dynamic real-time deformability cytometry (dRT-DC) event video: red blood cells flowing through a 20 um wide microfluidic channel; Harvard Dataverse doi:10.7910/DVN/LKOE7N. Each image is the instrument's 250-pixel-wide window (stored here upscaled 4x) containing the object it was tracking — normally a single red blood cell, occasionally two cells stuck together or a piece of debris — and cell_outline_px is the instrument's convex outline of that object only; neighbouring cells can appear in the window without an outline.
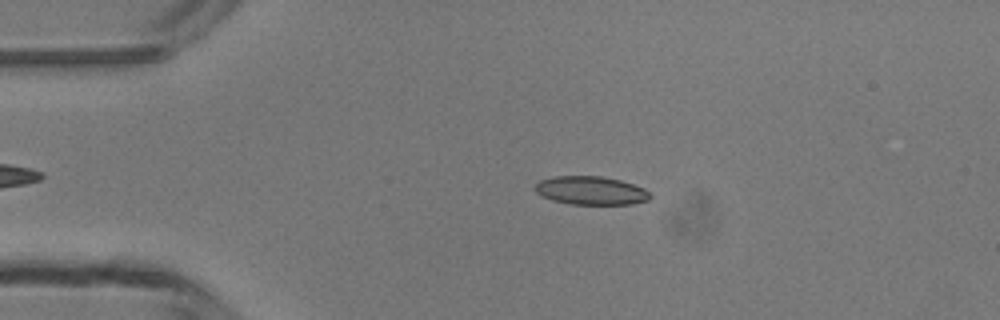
{"species": "common noctule bat (a hibernating species)", "species_latin": "Nyctalus noctula", "temperature_condition": "room temperature", "stored_images_in_passage": 42, "camera_frame_rate_fps": 3000, "um_per_image_px": 0.085, "animal": {"sex": "male", "body_mass_g": 13.3}, "frame": {"image": 1, "passage_image": 10, "time_ms": 3.0, "image_size_px": [1000, 320], "cell_outline_px": [[652, 196], [648, 200], [632, 204], [568, 204], [552, 200], [540, 196], [536, 192], [536, 184], [540, 180], [556, 176], [600, 176], [620, 180], [644, 188]], "centroid_in_image_um": [50.22, 16.2], "position_along_channel_um": 34.8, "area_um2": 19.02}}
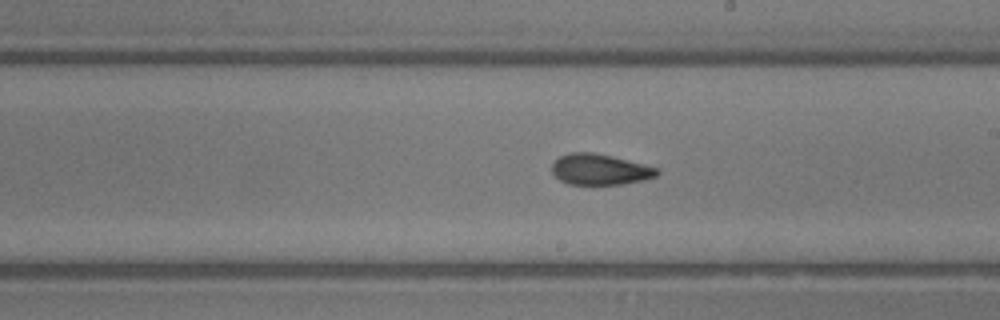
{"frame": {"image": 2, "passage_image": 27, "time_ms": 8.667, "image_size_px": [1000, 320], "cell_outline_px": [[660, 172], [656, 176], [644, 180], [624, 184], [568, 184], [560, 180], [552, 172], [552, 164], [560, 156], [568, 152], [596, 152], [612, 156], [656, 168]], "centroid_in_image_um": [50.96, 14.4], "position_along_channel_um": 238.0, "area_um2": 18.79}}
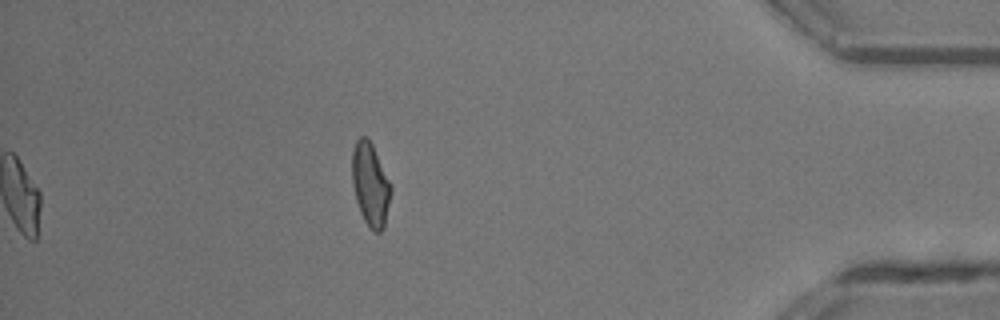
{"frame": {"image": 3, "passage_image": 42, "time_ms": 13.667, "image_size_px": [1000, 320], "cell_outline_px": [[392, 188], [384, 228], [380, 232], [372, 232], [364, 220], [360, 212], [356, 200], [352, 184], [352, 152], [356, 140], [360, 136], [364, 136], [372, 144], [392, 184]], "centroid_in_image_um": [31.49, 15.7], "position_along_channel_um": 403.7, "area_um2": 18.96}, "authors_computed_cell_mechanics": {"area_um2": 19.0162, "velocity_mm_per_s": 4.2806, "shape_relaxation_time_tau1_ms": 6.1145, "shape_relaxation_time_tau2_ms": 2.1439, "deformation_change_tau1": 0.1666, "deformation_change_tau2": 0.0824}}